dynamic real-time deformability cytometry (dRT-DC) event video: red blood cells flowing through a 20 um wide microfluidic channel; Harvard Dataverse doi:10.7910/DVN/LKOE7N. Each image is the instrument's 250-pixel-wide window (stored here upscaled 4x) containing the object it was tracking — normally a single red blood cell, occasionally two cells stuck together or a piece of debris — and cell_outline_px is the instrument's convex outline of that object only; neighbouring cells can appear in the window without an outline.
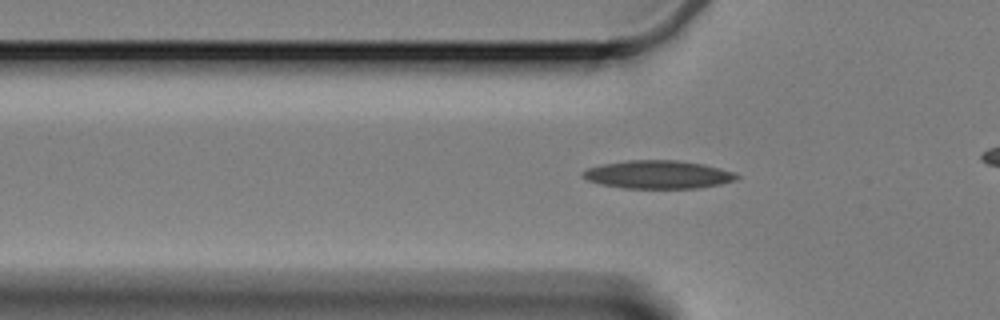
{"species": "Egyptian fruit bat (a non-hibernating species)", "species_latin": "Rousettus aegyptiacus", "temperature_condition": "cold", "stored_images_in_passage": 47, "camera_frame_rate_fps": 3000, "um_per_image_px": 0.085, "animal": {"sex": "female"}, "frame": {"image": 1, "passage_image": 17, "time_ms": 5.333, "image_size_px": [1000, 320], "cell_outline_px": [[740, 176], [736, 180], [720, 184], [700, 188], [624, 188], [600, 184], [588, 180], [580, 176], [580, 172], [588, 168], [604, 164], [628, 160], [676, 160], [704, 164], [736, 172]], "centroid_in_image_um": [55.95, 14.84], "position_along_channel_um": 69.8, "area_um2": 25.37}}
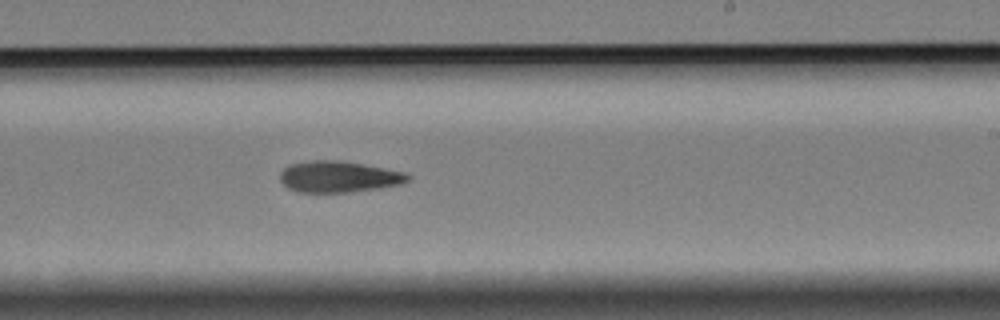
{"frame": {"image": 2, "passage_image": 34, "time_ms": 11.0, "image_size_px": [1000, 320], "cell_outline_px": [[412, 176], [408, 180], [400, 184], [380, 188], [348, 192], [300, 192], [288, 188], [280, 180], [280, 172], [284, 168], [292, 164], [316, 160], [336, 160], [360, 164], [404, 172]], "centroid_in_image_um": [28.78, 15.03], "position_along_channel_um": 260.2, "area_um2": 22.89}}
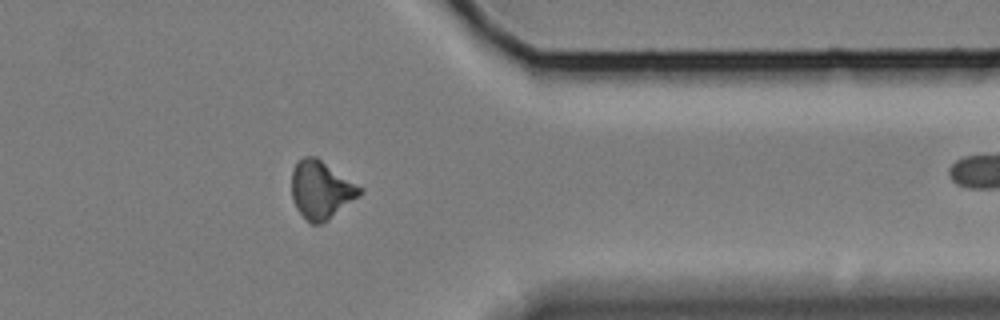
{"frame": {"image": 3, "passage_image": 46, "time_ms": 15.0, "image_size_px": [1000, 320], "cell_outline_px": [[364, 192], [360, 196], [324, 224], [312, 224], [296, 208], [292, 196], [292, 168], [296, 160], [304, 156], [316, 156], [364, 188]], "centroid_in_image_um": [27.32, 16.12], "position_along_channel_um": 384.1, "area_um2": 23.41}}